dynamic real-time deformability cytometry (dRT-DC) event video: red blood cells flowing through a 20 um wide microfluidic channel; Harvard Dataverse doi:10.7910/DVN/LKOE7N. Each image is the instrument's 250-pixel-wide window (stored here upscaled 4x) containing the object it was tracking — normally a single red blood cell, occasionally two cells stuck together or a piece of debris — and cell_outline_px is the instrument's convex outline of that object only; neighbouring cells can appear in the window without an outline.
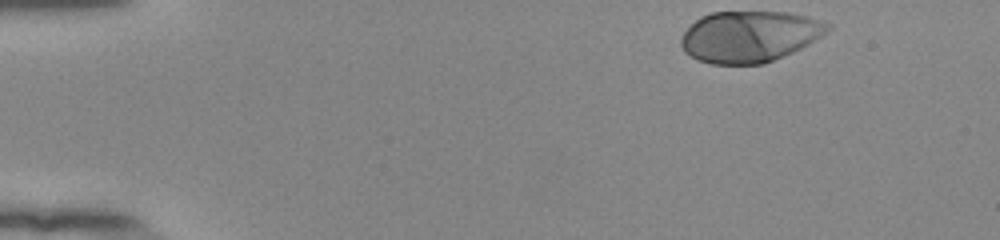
{"species": "human", "species_latin": "Homo sapiens", "temperature_condition": "room temperature", "stored_images_in_passage": 40, "camera_frame_rate_fps": 3000, "um_per_image_px": 0.085, "donor": {"sex": "female"}, "frame": {"image": 1, "passage_image": 1, "time_ms": 0.0, "image_size_px": [1000, 240], "cell_outline_px": [[832, 28], [808, 44], [792, 52], [764, 64], [712, 64], [696, 60], [684, 52], [680, 44], [680, 40], [684, 32], [700, 16], [712, 12], [788, 12], [808, 16], [832, 24]], "centroid_in_image_um": [63.7, 3.1], "position_along_channel_um": 21.3, "area_um2": 43.87}}
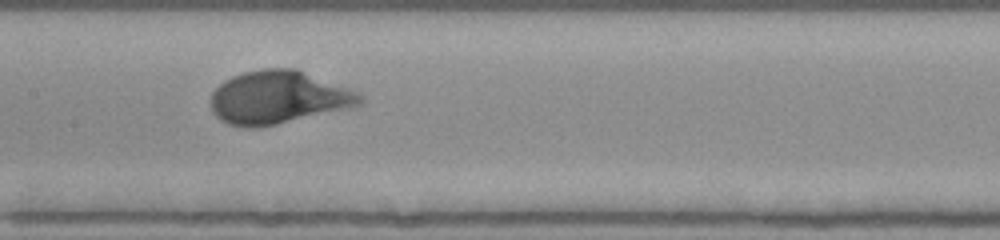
{"frame": {"image": 2, "passage_image": 22, "time_ms": 7.0, "image_size_px": [1000, 240], "cell_outline_px": [[364, 100], [360, 104], [352, 108], [276, 124], [256, 128], [240, 128], [228, 124], [220, 120], [212, 112], [212, 92], [224, 80], [232, 76], [244, 72], [264, 68], [296, 68], [348, 88], [364, 96]], "centroid_in_image_um": [23.65, 8.29], "position_along_channel_um": 183.7, "area_um2": 46.3}}
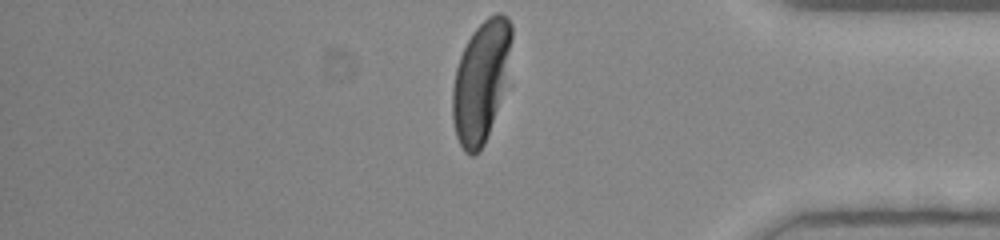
{"frame": {"image": 3, "passage_image": 40, "time_ms": 13.0, "image_size_px": [1000, 240], "cell_outline_px": [[512, 36], [496, 108], [484, 144], [472, 156], [464, 152], [456, 136], [452, 120], [452, 88], [456, 68], [460, 56], [472, 32], [488, 16], [496, 12], [500, 12], [508, 16], [512, 24]], "centroid_in_image_um": [40.81, 6.87], "position_along_channel_um": 394.4, "area_um2": 40.0}, "authors_computed_cell_mechanics": {"area_um2": 44.0147, "velocity_mm_per_s": 3.8394, "shape_relaxation_time_tau1_ms": 2.5479, "shape_relaxation_time_tau2_ms": null, "deformation_change_tau1": 0.1983, "deformation_change_tau2": null}}